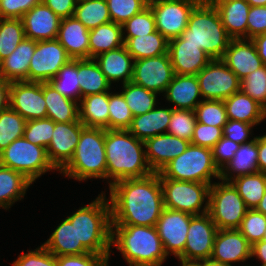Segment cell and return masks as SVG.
<instances>
[{
  "label": "cell",
  "mask_w": 266,
  "mask_h": 266,
  "mask_svg": "<svg viewBox=\"0 0 266 266\" xmlns=\"http://www.w3.org/2000/svg\"><path fill=\"white\" fill-rule=\"evenodd\" d=\"M201 0H150L151 8L159 31L168 41L177 38L187 28L193 8Z\"/></svg>",
  "instance_id": "8fae6325"
},
{
  "label": "cell",
  "mask_w": 266,
  "mask_h": 266,
  "mask_svg": "<svg viewBox=\"0 0 266 266\" xmlns=\"http://www.w3.org/2000/svg\"><path fill=\"white\" fill-rule=\"evenodd\" d=\"M49 239L42 245L53 255H80L89 253L82 244H77L76 226L65 218Z\"/></svg>",
  "instance_id": "1f68e13d"
},
{
  "label": "cell",
  "mask_w": 266,
  "mask_h": 266,
  "mask_svg": "<svg viewBox=\"0 0 266 266\" xmlns=\"http://www.w3.org/2000/svg\"><path fill=\"white\" fill-rule=\"evenodd\" d=\"M256 257L266 266V240H261L251 246V258Z\"/></svg>",
  "instance_id": "e7e4bbea"
},
{
  "label": "cell",
  "mask_w": 266,
  "mask_h": 266,
  "mask_svg": "<svg viewBox=\"0 0 266 266\" xmlns=\"http://www.w3.org/2000/svg\"><path fill=\"white\" fill-rule=\"evenodd\" d=\"M111 21L123 25L148 6V0H106Z\"/></svg>",
  "instance_id": "816d5d0a"
},
{
  "label": "cell",
  "mask_w": 266,
  "mask_h": 266,
  "mask_svg": "<svg viewBox=\"0 0 266 266\" xmlns=\"http://www.w3.org/2000/svg\"><path fill=\"white\" fill-rule=\"evenodd\" d=\"M94 60L111 84L116 81H122L124 84L132 80L135 60L128 53L125 45L104 52L95 57Z\"/></svg>",
  "instance_id": "4316f807"
},
{
  "label": "cell",
  "mask_w": 266,
  "mask_h": 266,
  "mask_svg": "<svg viewBox=\"0 0 266 266\" xmlns=\"http://www.w3.org/2000/svg\"><path fill=\"white\" fill-rule=\"evenodd\" d=\"M240 90L266 110V66L263 65L241 80Z\"/></svg>",
  "instance_id": "f907efd6"
},
{
  "label": "cell",
  "mask_w": 266,
  "mask_h": 266,
  "mask_svg": "<svg viewBox=\"0 0 266 266\" xmlns=\"http://www.w3.org/2000/svg\"><path fill=\"white\" fill-rule=\"evenodd\" d=\"M266 33V6H251L247 19V39Z\"/></svg>",
  "instance_id": "94428289"
},
{
  "label": "cell",
  "mask_w": 266,
  "mask_h": 266,
  "mask_svg": "<svg viewBox=\"0 0 266 266\" xmlns=\"http://www.w3.org/2000/svg\"><path fill=\"white\" fill-rule=\"evenodd\" d=\"M111 246L129 266H162L168 257L155 226L112 225Z\"/></svg>",
  "instance_id": "3957f363"
},
{
  "label": "cell",
  "mask_w": 266,
  "mask_h": 266,
  "mask_svg": "<svg viewBox=\"0 0 266 266\" xmlns=\"http://www.w3.org/2000/svg\"><path fill=\"white\" fill-rule=\"evenodd\" d=\"M230 182L248 209H255L266 192V174L259 171L236 177Z\"/></svg>",
  "instance_id": "f35d334b"
},
{
  "label": "cell",
  "mask_w": 266,
  "mask_h": 266,
  "mask_svg": "<svg viewBox=\"0 0 266 266\" xmlns=\"http://www.w3.org/2000/svg\"><path fill=\"white\" fill-rule=\"evenodd\" d=\"M66 218L76 226L77 244H82L89 253L110 255L111 208L104 192Z\"/></svg>",
  "instance_id": "277c9868"
},
{
  "label": "cell",
  "mask_w": 266,
  "mask_h": 266,
  "mask_svg": "<svg viewBox=\"0 0 266 266\" xmlns=\"http://www.w3.org/2000/svg\"><path fill=\"white\" fill-rule=\"evenodd\" d=\"M123 45L122 25L113 21L89 30V59Z\"/></svg>",
  "instance_id": "e575fe53"
},
{
  "label": "cell",
  "mask_w": 266,
  "mask_h": 266,
  "mask_svg": "<svg viewBox=\"0 0 266 266\" xmlns=\"http://www.w3.org/2000/svg\"><path fill=\"white\" fill-rule=\"evenodd\" d=\"M144 144L149 167L153 172H160L168 162L181 155L190 142L172 134L163 133L147 139Z\"/></svg>",
  "instance_id": "7402d4cb"
},
{
  "label": "cell",
  "mask_w": 266,
  "mask_h": 266,
  "mask_svg": "<svg viewBox=\"0 0 266 266\" xmlns=\"http://www.w3.org/2000/svg\"><path fill=\"white\" fill-rule=\"evenodd\" d=\"M11 82L0 76V112L9 107Z\"/></svg>",
  "instance_id": "be15d7a7"
},
{
  "label": "cell",
  "mask_w": 266,
  "mask_h": 266,
  "mask_svg": "<svg viewBox=\"0 0 266 266\" xmlns=\"http://www.w3.org/2000/svg\"><path fill=\"white\" fill-rule=\"evenodd\" d=\"M263 240H266V230H265V233H264V236H263Z\"/></svg>",
  "instance_id": "34e18365"
},
{
  "label": "cell",
  "mask_w": 266,
  "mask_h": 266,
  "mask_svg": "<svg viewBox=\"0 0 266 266\" xmlns=\"http://www.w3.org/2000/svg\"><path fill=\"white\" fill-rule=\"evenodd\" d=\"M241 144L225 138L224 136L212 148L213 161L221 171L226 164L234 157Z\"/></svg>",
  "instance_id": "680465c9"
},
{
  "label": "cell",
  "mask_w": 266,
  "mask_h": 266,
  "mask_svg": "<svg viewBox=\"0 0 266 266\" xmlns=\"http://www.w3.org/2000/svg\"><path fill=\"white\" fill-rule=\"evenodd\" d=\"M223 137V128L196 123L190 144L212 149Z\"/></svg>",
  "instance_id": "11a10c76"
},
{
  "label": "cell",
  "mask_w": 266,
  "mask_h": 266,
  "mask_svg": "<svg viewBox=\"0 0 266 266\" xmlns=\"http://www.w3.org/2000/svg\"><path fill=\"white\" fill-rule=\"evenodd\" d=\"M49 83L64 97L80 102L81 90L78 79V59H71L63 65Z\"/></svg>",
  "instance_id": "60d3db41"
},
{
  "label": "cell",
  "mask_w": 266,
  "mask_h": 266,
  "mask_svg": "<svg viewBox=\"0 0 266 266\" xmlns=\"http://www.w3.org/2000/svg\"><path fill=\"white\" fill-rule=\"evenodd\" d=\"M106 179L109 186L125 179L153 173L148 165L144 141L128 130L105 129Z\"/></svg>",
  "instance_id": "7a4b0ae2"
},
{
  "label": "cell",
  "mask_w": 266,
  "mask_h": 266,
  "mask_svg": "<svg viewBox=\"0 0 266 266\" xmlns=\"http://www.w3.org/2000/svg\"><path fill=\"white\" fill-rule=\"evenodd\" d=\"M217 230L208 212L193 215L188 228L184 252L178 259L182 261L211 259Z\"/></svg>",
  "instance_id": "5bb4252c"
},
{
  "label": "cell",
  "mask_w": 266,
  "mask_h": 266,
  "mask_svg": "<svg viewBox=\"0 0 266 266\" xmlns=\"http://www.w3.org/2000/svg\"><path fill=\"white\" fill-rule=\"evenodd\" d=\"M9 106L26 121L47 117L42 82L14 81L10 86Z\"/></svg>",
  "instance_id": "2e32d148"
},
{
  "label": "cell",
  "mask_w": 266,
  "mask_h": 266,
  "mask_svg": "<svg viewBox=\"0 0 266 266\" xmlns=\"http://www.w3.org/2000/svg\"><path fill=\"white\" fill-rule=\"evenodd\" d=\"M250 6H266V0H246Z\"/></svg>",
  "instance_id": "8c879c8a"
},
{
  "label": "cell",
  "mask_w": 266,
  "mask_h": 266,
  "mask_svg": "<svg viewBox=\"0 0 266 266\" xmlns=\"http://www.w3.org/2000/svg\"><path fill=\"white\" fill-rule=\"evenodd\" d=\"M254 125L242 121L228 120L223 127V136L238 144H245L255 139H248L252 135ZM249 140V141H248Z\"/></svg>",
  "instance_id": "91938a15"
},
{
  "label": "cell",
  "mask_w": 266,
  "mask_h": 266,
  "mask_svg": "<svg viewBox=\"0 0 266 266\" xmlns=\"http://www.w3.org/2000/svg\"><path fill=\"white\" fill-rule=\"evenodd\" d=\"M110 255L86 253L56 256L57 266H109Z\"/></svg>",
  "instance_id": "9f6ffc18"
},
{
  "label": "cell",
  "mask_w": 266,
  "mask_h": 266,
  "mask_svg": "<svg viewBox=\"0 0 266 266\" xmlns=\"http://www.w3.org/2000/svg\"><path fill=\"white\" fill-rule=\"evenodd\" d=\"M192 216L165 207L162 210L155 227L167 256L174 254L178 258L184 252Z\"/></svg>",
  "instance_id": "e0dca14e"
},
{
  "label": "cell",
  "mask_w": 266,
  "mask_h": 266,
  "mask_svg": "<svg viewBox=\"0 0 266 266\" xmlns=\"http://www.w3.org/2000/svg\"><path fill=\"white\" fill-rule=\"evenodd\" d=\"M159 173L160 178L213 184L220 180V171L213 161L212 149L189 144L178 157L168 162Z\"/></svg>",
  "instance_id": "52a82bcc"
},
{
  "label": "cell",
  "mask_w": 266,
  "mask_h": 266,
  "mask_svg": "<svg viewBox=\"0 0 266 266\" xmlns=\"http://www.w3.org/2000/svg\"><path fill=\"white\" fill-rule=\"evenodd\" d=\"M73 16L88 30L111 22L106 0H85L78 2Z\"/></svg>",
  "instance_id": "ab89813d"
},
{
  "label": "cell",
  "mask_w": 266,
  "mask_h": 266,
  "mask_svg": "<svg viewBox=\"0 0 266 266\" xmlns=\"http://www.w3.org/2000/svg\"><path fill=\"white\" fill-rule=\"evenodd\" d=\"M112 225L156 226L164 209L158 172L109 186Z\"/></svg>",
  "instance_id": "6da1fadb"
},
{
  "label": "cell",
  "mask_w": 266,
  "mask_h": 266,
  "mask_svg": "<svg viewBox=\"0 0 266 266\" xmlns=\"http://www.w3.org/2000/svg\"><path fill=\"white\" fill-rule=\"evenodd\" d=\"M42 0H0V18L21 19Z\"/></svg>",
  "instance_id": "6f0895ef"
},
{
  "label": "cell",
  "mask_w": 266,
  "mask_h": 266,
  "mask_svg": "<svg viewBox=\"0 0 266 266\" xmlns=\"http://www.w3.org/2000/svg\"><path fill=\"white\" fill-rule=\"evenodd\" d=\"M228 120L258 125L266 118V110L241 90L224 100Z\"/></svg>",
  "instance_id": "4dcf8cb0"
},
{
  "label": "cell",
  "mask_w": 266,
  "mask_h": 266,
  "mask_svg": "<svg viewBox=\"0 0 266 266\" xmlns=\"http://www.w3.org/2000/svg\"><path fill=\"white\" fill-rule=\"evenodd\" d=\"M54 121L50 118L29 120L26 122L23 137L30 143L42 146L47 149L52 139Z\"/></svg>",
  "instance_id": "f5cc1de1"
},
{
  "label": "cell",
  "mask_w": 266,
  "mask_h": 266,
  "mask_svg": "<svg viewBox=\"0 0 266 266\" xmlns=\"http://www.w3.org/2000/svg\"><path fill=\"white\" fill-rule=\"evenodd\" d=\"M26 120L10 106L0 112V152L23 137Z\"/></svg>",
  "instance_id": "ee69618b"
},
{
  "label": "cell",
  "mask_w": 266,
  "mask_h": 266,
  "mask_svg": "<svg viewBox=\"0 0 266 266\" xmlns=\"http://www.w3.org/2000/svg\"><path fill=\"white\" fill-rule=\"evenodd\" d=\"M258 169L266 174V142L258 136Z\"/></svg>",
  "instance_id": "003e7915"
},
{
  "label": "cell",
  "mask_w": 266,
  "mask_h": 266,
  "mask_svg": "<svg viewBox=\"0 0 266 266\" xmlns=\"http://www.w3.org/2000/svg\"><path fill=\"white\" fill-rule=\"evenodd\" d=\"M109 91L89 95L79 102V120L85 127L109 129Z\"/></svg>",
  "instance_id": "d6a6232c"
},
{
  "label": "cell",
  "mask_w": 266,
  "mask_h": 266,
  "mask_svg": "<svg viewBox=\"0 0 266 266\" xmlns=\"http://www.w3.org/2000/svg\"><path fill=\"white\" fill-rule=\"evenodd\" d=\"M71 59L57 39L36 41L29 65L28 82H49Z\"/></svg>",
  "instance_id": "4fadbf2b"
},
{
  "label": "cell",
  "mask_w": 266,
  "mask_h": 266,
  "mask_svg": "<svg viewBox=\"0 0 266 266\" xmlns=\"http://www.w3.org/2000/svg\"><path fill=\"white\" fill-rule=\"evenodd\" d=\"M42 2L61 19L72 17L77 5L76 0H42Z\"/></svg>",
  "instance_id": "6125c7cd"
},
{
  "label": "cell",
  "mask_w": 266,
  "mask_h": 266,
  "mask_svg": "<svg viewBox=\"0 0 266 266\" xmlns=\"http://www.w3.org/2000/svg\"><path fill=\"white\" fill-rule=\"evenodd\" d=\"M168 54L175 74L197 75L212 59L201 48L185 44L180 37L171 39Z\"/></svg>",
  "instance_id": "ffe728a7"
},
{
  "label": "cell",
  "mask_w": 266,
  "mask_h": 266,
  "mask_svg": "<svg viewBox=\"0 0 266 266\" xmlns=\"http://www.w3.org/2000/svg\"><path fill=\"white\" fill-rule=\"evenodd\" d=\"M221 181L210 186L208 213L217 229H238L248 208L233 184Z\"/></svg>",
  "instance_id": "30bf717a"
},
{
  "label": "cell",
  "mask_w": 266,
  "mask_h": 266,
  "mask_svg": "<svg viewBox=\"0 0 266 266\" xmlns=\"http://www.w3.org/2000/svg\"><path fill=\"white\" fill-rule=\"evenodd\" d=\"M164 95L173 104V109L195 110L202 101L198 99L202 96L196 75L175 74Z\"/></svg>",
  "instance_id": "484cf974"
},
{
  "label": "cell",
  "mask_w": 266,
  "mask_h": 266,
  "mask_svg": "<svg viewBox=\"0 0 266 266\" xmlns=\"http://www.w3.org/2000/svg\"><path fill=\"white\" fill-rule=\"evenodd\" d=\"M251 258V245L238 229H218L211 259L232 266Z\"/></svg>",
  "instance_id": "d6986e66"
},
{
  "label": "cell",
  "mask_w": 266,
  "mask_h": 266,
  "mask_svg": "<svg viewBox=\"0 0 266 266\" xmlns=\"http://www.w3.org/2000/svg\"><path fill=\"white\" fill-rule=\"evenodd\" d=\"M78 79L81 98L111 89V83L94 59H78Z\"/></svg>",
  "instance_id": "74e56055"
},
{
  "label": "cell",
  "mask_w": 266,
  "mask_h": 266,
  "mask_svg": "<svg viewBox=\"0 0 266 266\" xmlns=\"http://www.w3.org/2000/svg\"><path fill=\"white\" fill-rule=\"evenodd\" d=\"M265 230L266 216L256 209H248L238 228L251 246L263 240Z\"/></svg>",
  "instance_id": "681fc988"
},
{
  "label": "cell",
  "mask_w": 266,
  "mask_h": 266,
  "mask_svg": "<svg viewBox=\"0 0 266 266\" xmlns=\"http://www.w3.org/2000/svg\"><path fill=\"white\" fill-rule=\"evenodd\" d=\"M123 38L148 35L156 30L155 18L149 6L132 16L122 25ZM127 31V35L125 34ZM125 34V36H124Z\"/></svg>",
  "instance_id": "c3c4849f"
},
{
  "label": "cell",
  "mask_w": 266,
  "mask_h": 266,
  "mask_svg": "<svg viewBox=\"0 0 266 266\" xmlns=\"http://www.w3.org/2000/svg\"><path fill=\"white\" fill-rule=\"evenodd\" d=\"M105 155V129L84 127L71 160L59 172L78 181L106 179Z\"/></svg>",
  "instance_id": "8992f818"
},
{
  "label": "cell",
  "mask_w": 266,
  "mask_h": 266,
  "mask_svg": "<svg viewBox=\"0 0 266 266\" xmlns=\"http://www.w3.org/2000/svg\"><path fill=\"white\" fill-rule=\"evenodd\" d=\"M257 49L258 56L262 59V63L266 66V33L258 35L251 39Z\"/></svg>",
  "instance_id": "03108f58"
},
{
  "label": "cell",
  "mask_w": 266,
  "mask_h": 266,
  "mask_svg": "<svg viewBox=\"0 0 266 266\" xmlns=\"http://www.w3.org/2000/svg\"><path fill=\"white\" fill-rule=\"evenodd\" d=\"M255 209L266 216V192Z\"/></svg>",
  "instance_id": "a7ac6f4b"
},
{
  "label": "cell",
  "mask_w": 266,
  "mask_h": 266,
  "mask_svg": "<svg viewBox=\"0 0 266 266\" xmlns=\"http://www.w3.org/2000/svg\"><path fill=\"white\" fill-rule=\"evenodd\" d=\"M57 40L72 59H89V30L74 16L61 19Z\"/></svg>",
  "instance_id": "d4e9b609"
},
{
  "label": "cell",
  "mask_w": 266,
  "mask_h": 266,
  "mask_svg": "<svg viewBox=\"0 0 266 266\" xmlns=\"http://www.w3.org/2000/svg\"><path fill=\"white\" fill-rule=\"evenodd\" d=\"M31 184L24 174L0 164V207L7 210L23 199Z\"/></svg>",
  "instance_id": "d590c367"
},
{
  "label": "cell",
  "mask_w": 266,
  "mask_h": 266,
  "mask_svg": "<svg viewBox=\"0 0 266 266\" xmlns=\"http://www.w3.org/2000/svg\"><path fill=\"white\" fill-rule=\"evenodd\" d=\"M181 262V266H202V260L200 261H182L179 260Z\"/></svg>",
  "instance_id": "2644e50d"
},
{
  "label": "cell",
  "mask_w": 266,
  "mask_h": 266,
  "mask_svg": "<svg viewBox=\"0 0 266 266\" xmlns=\"http://www.w3.org/2000/svg\"><path fill=\"white\" fill-rule=\"evenodd\" d=\"M0 164L24 174L32 182L46 172L57 170L48 158L47 149L24 137L15 139L0 152Z\"/></svg>",
  "instance_id": "ba28073f"
},
{
  "label": "cell",
  "mask_w": 266,
  "mask_h": 266,
  "mask_svg": "<svg viewBox=\"0 0 266 266\" xmlns=\"http://www.w3.org/2000/svg\"><path fill=\"white\" fill-rule=\"evenodd\" d=\"M109 129L127 130L132 122L133 115L122 93L109 91Z\"/></svg>",
  "instance_id": "7dc6e473"
},
{
  "label": "cell",
  "mask_w": 266,
  "mask_h": 266,
  "mask_svg": "<svg viewBox=\"0 0 266 266\" xmlns=\"http://www.w3.org/2000/svg\"><path fill=\"white\" fill-rule=\"evenodd\" d=\"M257 160L258 136L253 141L240 145L234 157L220 171V180L230 182L236 177L258 172Z\"/></svg>",
  "instance_id": "f546056e"
},
{
  "label": "cell",
  "mask_w": 266,
  "mask_h": 266,
  "mask_svg": "<svg viewBox=\"0 0 266 266\" xmlns=\"http://www.w3.org/2000/svg\"><path fill=\"white\" fill-rule=\"evenodd\" d=\"M202 100H222L240 91L241 80L221 59L211 60L197 75Z\"/></svg>",
  "instance_id": "7c38bea8"
},
{
  "label": "cell",
  "mask_w": 266,
  "mask_h": 266,
  "mask_svg": "<svg viewBox=\"0 0 266 266\" xmlns=\"http://www.w3.org/2000/svg\"><path fill=\"white\" fill-rule=\"evenodd\" d=\"M172 108H154L147 113L133 117L127 129L137 139L146 141L159 134L167 133Z\"/></svg>",
  "instance_id": "f1b7e54d"
},
{
  "label": "cell",
  "mask_w": 266,
  "mask_h": 266,
  "mask_svg": "<svg viewBox=\"0 0 266 266\" xmlns=\"http://www.w3.org/2000/svg\"><path fill=\"white\" fill-rule=\"evenodd\" d=\"M185 44L201 48L210 58L222 59L231 37L215 6L209 0H201L191 11L187 28L179 36Z\"/></svg>",
  "instance_id": "5b68a950"
},
{
  "label": "cell",
  "mask_w": 266,
  "mask_h": 266,
  "mask_svg": "<svg viewBox=\"0 0 266 266\" xmlns=\"http://www.w3.org/2000/svg\"><path fill=\"white\" fill-rule=\"evenodd\" d=\"M122 86L123 91L121 93L133 117L147 113L157 107V93L147 90L132 81L124 83Z\"/></svg>",
  "instance_id": "b9f144b4"
},
{
  "label": "cell",
  "mask_w": 266,
  "mask_h": 266,
  "mask_svg": "<svg viewBox=\"0 0 266 266\" xmlns=\"http://www.w3.org/2000/svg\"><path fill=\"white\" fill-rule=\"evenodd\" d=\"M169 54L134 61L132 82L157 94L164 93L174 77Z\"/></svg>",
  "instance_id": "9a60e30c"
},
{
  "label": "cell",
  "mask_w": 266,
  "mask_h": 266,
  "mask_svg": "<svg viewBox=\"0 0 266 266\" xmlns=\"http://www.w3.org/2000/svg\"><path fill=\"white\" fill-rule=\"evenodd\" d=\"M160 183L165 208L191 215H200L208 212L211 185L168 178H160Z\"/></svg>",
  "instance_id": "9c48e42d"
},
{
  "label": "cell",
  "mask_w": 266,
  "mask_h": 266,
  "mask_svg": "<svg viewBox=\"0 0 266 266\" xmlns=\"http://www.w3.org/2000/svg\"><path fill=\"white\" fill-rule=\"evenodd\" d=\"M47 118L54 122H75L79 120V103L61 95L49 82H43Z\"/></svg>",
  "instance_id": "836d02e7"
},
{
  "label": "cell",
  "mask_w": 266,
  "mask_h": 266,
  "mask_svg": "<svg viewBox=\"0 0 266 266\" xmlns=\"http://www.w3.org/2000/svg\"><path fill=\"white\" fill-rule=\"evenodd\" d=\"M25 38L21 19L0 18V62L7 58Z\"/></svg>",
  "instance_id": "7bdbcfd3"
},
{
  "label": "cell",
  "mask_w": 266,
  "mask_h": 266,
  "mask_svg": "<svg viewBox=\"0 0 266 266\" xmlns=\"http://www.w3.org/2000/svg\"><path fill=\"white\" fill-rule=\"evenodd\" d=\"M221 60L240 80L263 66L251 39H231Z\"/></svg>",
  "instance_id": "44dd1931"
},
{
  "label": "cell",
  "mask_w": 266,
  "mask_h": 266,
  "mask_svg": "<svg viewBox=\"0 0 266 266\" xmlns=\"http://www.w3.org/2000/svg\"><path fill=\"white\" fill-rule=\"evenodd\" d=\"M196 123L197 120L194 110L172 108L167 133L191 142Z\"/></svg>",
  "instance_id": "bcb514c9"
},
{
  "label": "cell",
  "mask_w": 266,
  "mask_h": 266,
  "mask_svg": "<svg viewBox=\"0 0 266 266\" xmlns=\"http://www.w3.org/2000/svg\"><path fill=\"white\" fill-rule=\"evenodd\" d=\"M194 111L197 122L205 125L223 128L228 121L222 100H202Z\"/></svg>",
  "instance_id": "f6af8a7d"
},
{
  "label": "cell",
  "mask_w": 266,
  "mask_h": 266,
  "mask_svg": "<svg viewBox=\"0 0 266 266\" xmlns=\"http://www.w3.org/2000/svg\"><path fill=\"white\" fill-rule=\"evenodd\" d=\"M25 37L35 41L57 39L61 18L43 2L21 18Z\"/></svg>",
  "instance_id": "603a6c76"
},
{
  "label": "cell",
  "mask_w": 266,
  "mask_h": 266,
  "mask_svg": "<svg viewBox=\"0 0 266 266\" xmlns=\"http://www.w3.org/2000/svg\"><path fill=\"white\" fill-rule=\"evenodd\" d=\"M36 48V41L24 38L17 48L0 62V76L10 82L28 81L31 58Z\"/></svg>",
  "instance_id": "83f0119b"
},
{
  "label": "cell",
  "mask_w": 266,
  "mask_h": 266,
  "mask_svg": "<svg viewBox=\"0 0 266 266\" xmlns=\"http://www.w3.org/2000/svg\"><path fill=\"white\" fill-rule=\"evenodd\" d=\"M128 53L134 60L157 57L168 53L169 41L159 32L132 38H123Z\"/></svg>",
  "instance_id": "8d00e7d4"
},
{
  "label": "cell",
  "mask_w": 266,
  "mask_h": 266,
  "mask_svg": "<svg viewBox=\"0 0 266 266\" xmlns=\"http://www.w3.org/2000/svg\"><path fill=\"white\" fill-rule=\"evenodd\" d=\"M84 127L80 120L69 123L54 122L47 155L57 171H60L71 160Z\"/></svg>",
  "instance_id": "ac0fdd59"
},
{
  "label": "cell",
  "mask_w": 266,
  "mask_h": 266,
  "mask_svg": "<svg viewBox=\"0 0 266 266\" xmlns=\"http://www.w3.org/2000/svg\"><path fill=\"white\" fill-rule=\"evenodd\" d=\"M202 266H230V265L216 262L212 259H204V260H202Z\"/></svg>",
  "instance_id": "89a4df30"
},
{
  "label": "cell",
  "mask_w": 266,
  "mask_h": 266,
  "mask_svg": "<svg viewBox=\"0 0 266 266\" xmlns=\"http://www.w3.org/2000/svg\"><path fill=\"white\" fill-rule=\"evenodd\" d=\"M264 142H266V134L263 136H259Z\"/></svg>",
  "instance_id": "753ad0ef"
},
{
  "label": "cell",
  "mask_w": 266,
  "mask_h": 266,
  "mask_svg": "<svg viewBox=\"0 0 266 266\" xmlns=\"http://www.w3.org/2000/svg\"><path fill=\"white\" fill-rule=\"evenodd\" d=\"M13 266H57L56 256L50 253L43 245L22 253L18 256L16 261L12 263Z\"/></svg>",
  "instance_id": "db71d44e"
},
{
  "label": "cell",
  "mask_w": 266,
  "mask_h": 266,
  "mask_svg": "<svg viewBox=\"0 0 266 266\" xmlns=\"http://www.w3.org/2000/svg\"><path fill=\"white\" fill-rule=\"evenodd\" d=\"M217 9L227 34L232 39H247L250 5L246 0H209Z\"/></svg>",
  "instance_id": "cb8c5ba5"
}]
</instances>
